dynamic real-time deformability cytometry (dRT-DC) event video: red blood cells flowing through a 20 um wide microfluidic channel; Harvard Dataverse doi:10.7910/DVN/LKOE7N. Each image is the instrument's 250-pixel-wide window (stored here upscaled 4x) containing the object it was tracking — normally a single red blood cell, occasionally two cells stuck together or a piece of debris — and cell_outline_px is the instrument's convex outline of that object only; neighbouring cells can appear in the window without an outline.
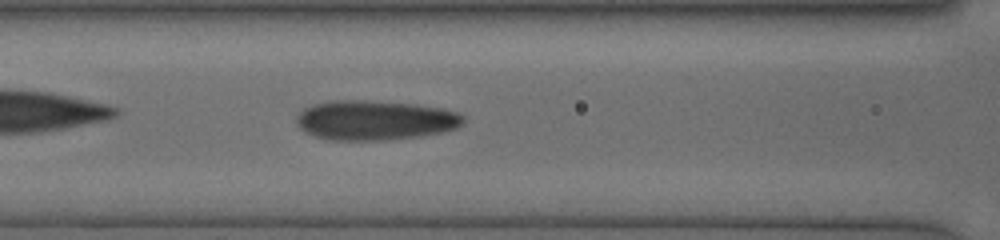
{"species": "human", "species_latin": "Homo sapiens", "temperature_condition": "cold", "stored_images_in_passage": 3, "camera_frame_rate_fps": 3000, "um_per_image_px": 0.085, "donor": {"sex": "female"}, "frame": {"image": 1, "passage_image": 3, "time_ms": 1.667, "image_size_px": [1000, 240], "cell_outline_px": [[464, 120], [456, 128], [440, 132], [420, 136], [384, 140], [328, 140], [316, 136], [300, 128], [296, 124], [296, 116], [304, 108], [312, 104], [332, 100], [364, 100], [416, 104], [444, 108], [456, 112], [464, 116]], "centroid_in_image_um": [31.85, 10.21], "position_along_channel_um": 134.8, "area_um2": 38.61}}